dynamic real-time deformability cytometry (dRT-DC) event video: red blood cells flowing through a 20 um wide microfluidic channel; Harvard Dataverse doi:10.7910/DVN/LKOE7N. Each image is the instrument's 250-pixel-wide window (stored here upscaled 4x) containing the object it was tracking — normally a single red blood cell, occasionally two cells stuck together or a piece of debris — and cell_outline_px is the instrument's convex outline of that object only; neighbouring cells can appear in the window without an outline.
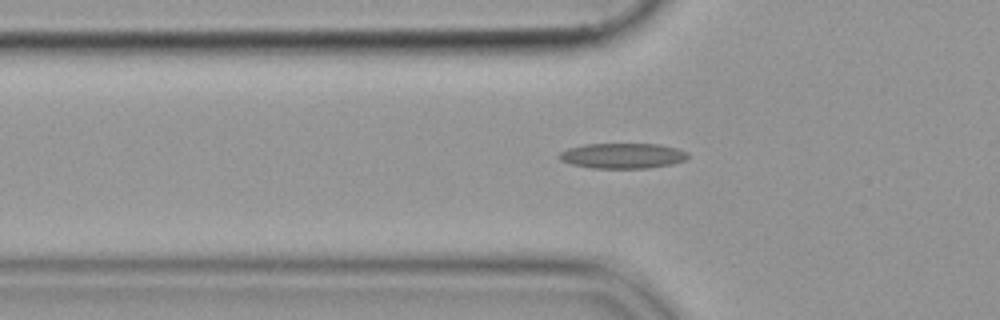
{"species": "common noctule bat (a hibernating species)", "species_latin": "Nyctalus noctula", "temperature_condition": "cold", "stored_images_in_passage": 48, "camera_frame_rate_fps": 3000, "um_per_image_px": 0.085, "animal": {"sex": "female", "body_mass_g": 19.9}, "frame": {"image": 1, "passage_image": 15, "time_ms": 4.667, "image_size_px": [1000, 320], "cell_outline_px": [[688, 156], [684, 160], [672, 164], [648, 168], [592, 168], [572, 164], [560, 160], [560, 152], [568, 148], [584, 144], [660, 144], [676, 148], [688, 152]], "centroid_in_image_um": [52.93, 13.24], "position_along_channel_um": 72.9, "area_um2": 18.9}}
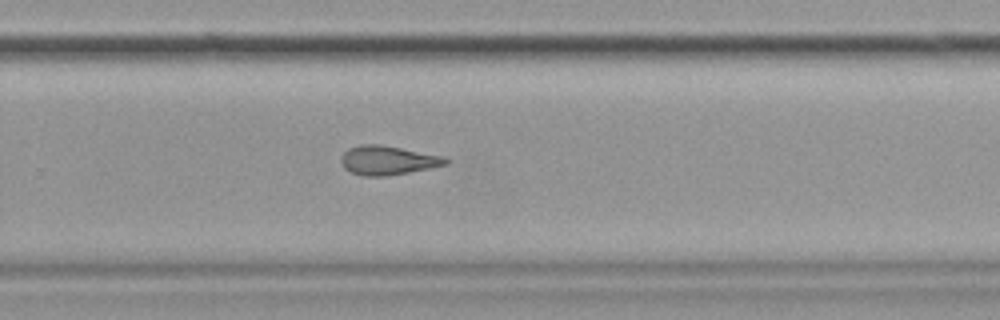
{"frame": {"image": 2, "passage_image": 33, "time_ms": 10.667, "image_size_px": [1000, 320], "cell_outline_px": [[448, 164], [388, 176], [364, 176], [352, 172], [344, 168], [340, 160], [340, 156], [348, 148], [360, 144], [380, 144], [444, 156], [448, 160]], "centroid_in_image_um": [32.93, 13.62], "position_along_channel_um": 296.9, "area_um2": 17.69}}
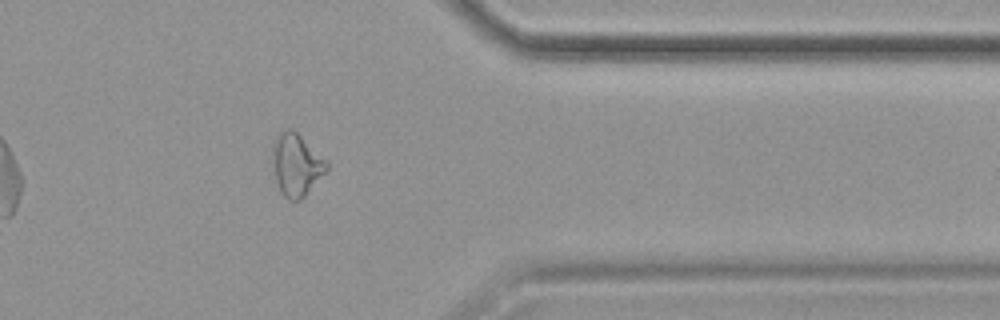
{"frame": {"image": 3, "passage_image": 41, "time_ms": 13.333, "image_size_px": [1000, 320], "cell_outline_px": [[328, 168], [304, 196], [300, 200], [288, 200], [280, 192], [276, 180], [272, 152], [272, 144], [276, 136], [284, 128], [292, 128], [328, 160]], "centroid_in_image_um": [25.18, 13.97], "position_along_channel_um": 386.2, "area_um2": 19.59}}